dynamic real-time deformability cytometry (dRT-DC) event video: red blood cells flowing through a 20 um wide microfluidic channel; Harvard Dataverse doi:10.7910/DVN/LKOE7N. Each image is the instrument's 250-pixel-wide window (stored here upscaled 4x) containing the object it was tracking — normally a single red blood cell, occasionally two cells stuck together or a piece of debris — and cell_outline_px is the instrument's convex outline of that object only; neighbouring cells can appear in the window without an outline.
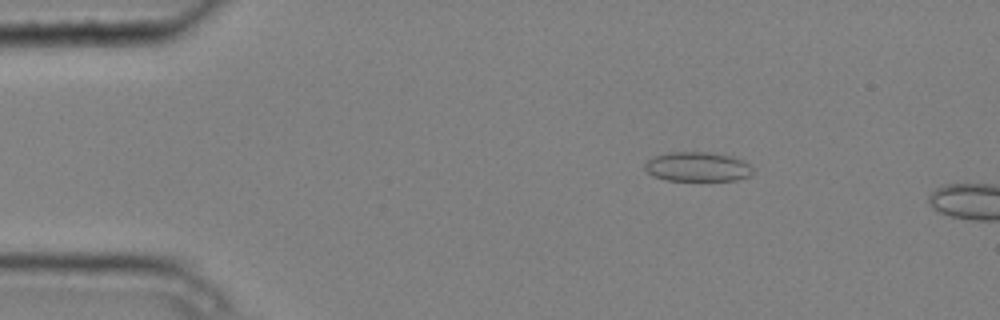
{"species": "common noctule bat (a hibernating species)", "species_latin": "Nyctalus noctula", "temperature_condition": "cold", "stored_images_in_passage": 4, "camera_frame_rate_fps": 3000, "um_per_image_px": 0.085, "animal": {"sex": "male", "body_mass_g": 20.4}, "frame": {"image": 1, "passage_image": 3, "time_ms": 0.667, "image_size_px": [1000, 320], "cell_outline_px": [[752, 172], [748, 176], [736, 180], [664, 180], [652, 176], [644, 168], [644, 164], [648, 160], [656, 156], [668, 152], [708, 152], [732, 156], [744, 160], [752, 168]], "centroid_in_image_um": [59.27, 14.17], "position_along_channel_um": 25.7, "area_um2": 18.5}}